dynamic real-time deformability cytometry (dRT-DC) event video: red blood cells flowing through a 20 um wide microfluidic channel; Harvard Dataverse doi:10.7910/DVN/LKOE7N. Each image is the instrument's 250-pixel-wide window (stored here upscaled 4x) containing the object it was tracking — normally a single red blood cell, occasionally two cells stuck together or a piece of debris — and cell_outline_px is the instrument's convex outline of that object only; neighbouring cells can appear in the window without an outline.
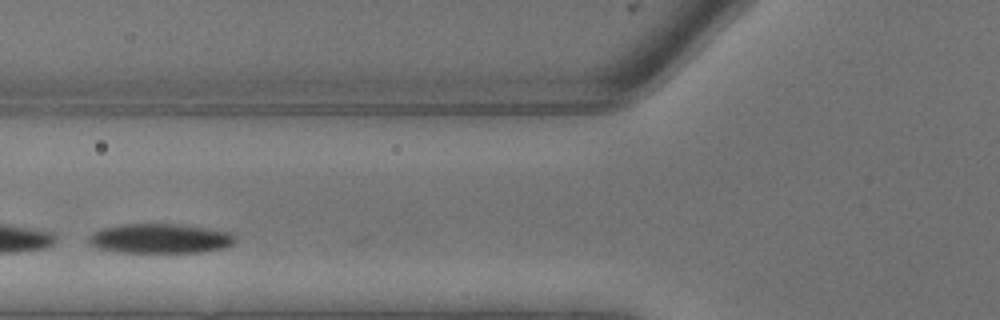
{"species": "common noctule bat (a hibernating species)", "species_latin": "Nyctalus noctula", "temperature_condition": "warm", "stored_images_in_passage": 5, "camera_frame_rate_fps": 3000, "um_per_image_px": 0.085, "animal": {"sex": "male", "body_mass_g": 13.3}, "frame": {"image": 1, "passage_image": 4, "time_ms": 1.0, "image_size_px": [1000, 320], "cell_outline_px": [[236, 240], [232, 244], [224, 248], [200, 252], [116, 252], [96, 248], [88, 240], [88, 236], [92, 232], [100, 228], [120, 224], [184, 224], [236, 232]], "centroid_in_image_um": [13.64, 20.26], "position_along_channel_um": 112.2, "area_um2": 25.78}}